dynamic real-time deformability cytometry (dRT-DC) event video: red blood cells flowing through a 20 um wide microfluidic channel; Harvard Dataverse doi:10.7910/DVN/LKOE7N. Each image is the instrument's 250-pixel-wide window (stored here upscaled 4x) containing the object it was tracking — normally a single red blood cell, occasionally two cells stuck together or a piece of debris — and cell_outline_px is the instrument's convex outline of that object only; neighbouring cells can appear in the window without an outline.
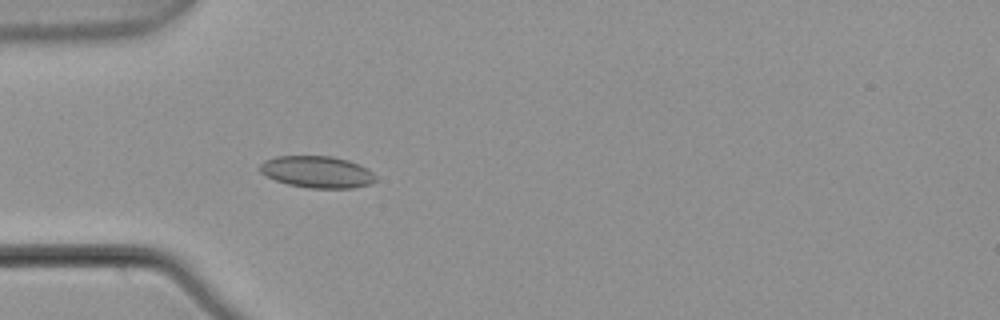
{"species": "common noctule bat (a hibernating species)", "species_latin": "Nyctalus noctula", "temperature_condition": "warm", "stored_images_in_passage": 4, "camera_frame_rate_fps": 3000, "um_per_image_px": 0.085, "animal": {"sex": "male", "body_mass_g": 21.5, "forearm_length_mm": 52.0}, "frame": {"image": 1, "passage_image": 4, "time_ms": 1.0, "image_size_px": [1000, 320], "cell_outline_px": [[376, 180], [372, 184], [352, 188], [308, 188], [288, 184], [276, 180], [260, 172], [260, 164], [264, 160], [276, 156], [332, 156], [348, 160], [360, 164], [372, 172], [376, 176]], "centroid_in_image_um": [26.98, 14.61], "position_along_channel_um": 58.0, "area_um2": 21.5}}